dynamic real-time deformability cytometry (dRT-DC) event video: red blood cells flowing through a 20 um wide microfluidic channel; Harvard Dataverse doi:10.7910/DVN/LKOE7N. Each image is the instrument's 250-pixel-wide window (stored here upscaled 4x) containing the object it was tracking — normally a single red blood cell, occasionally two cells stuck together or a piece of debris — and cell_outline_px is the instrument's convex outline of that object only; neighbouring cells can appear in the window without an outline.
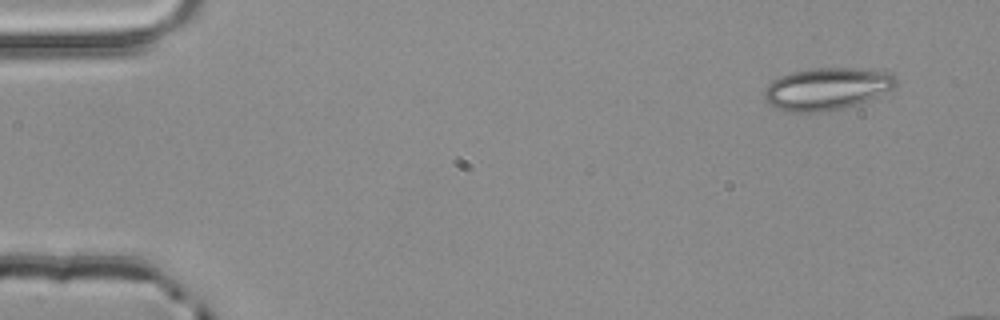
{"species": "common noctule bat (a hibernating species)", "species_latin": "Nyctalus noctula", "temperature_condition": "room temperature", "stored_images_in_passage": 4, "camera_frame_rate_fps": 3000, "um_per_image_px": 0.085, "animal": {"sex": "male", "body_mass_g": 20.4}, "frame": {"image": 1, "passage_image": 1, "time_ms": 0.0, "image_size_px": [1000, 320], "cell_outline_px": [[896, 84], [892, 88], [856, 104], [844, 108], [820, 112], [788, 112], [776, 108], [768, 104], [764, 100], [764, 88], [772, 80], [780, 76], [792, 72], [812, 68], [852, 68], [892, 72], [896, 76]], "centroid_in_image_um": [70.22, 7.54], "position_along_channel_um": 14.8, "area_um2": 32.31}}